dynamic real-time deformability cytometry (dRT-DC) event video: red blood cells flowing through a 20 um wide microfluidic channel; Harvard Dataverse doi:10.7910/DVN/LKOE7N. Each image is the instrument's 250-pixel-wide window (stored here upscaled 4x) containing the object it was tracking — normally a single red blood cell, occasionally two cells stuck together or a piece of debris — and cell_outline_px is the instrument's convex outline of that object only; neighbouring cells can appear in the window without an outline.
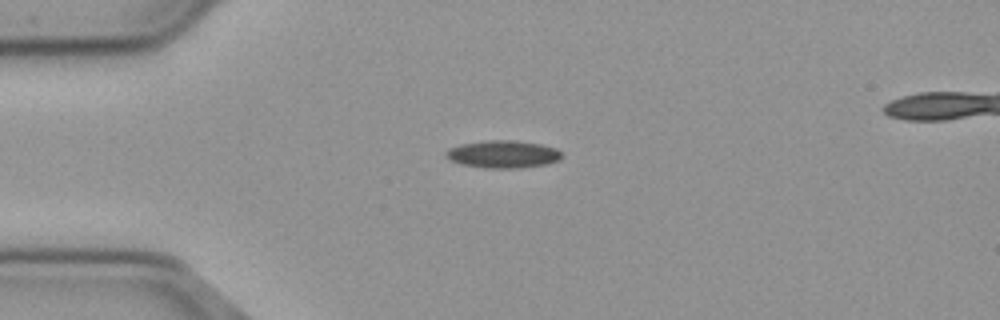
{"species": "common noctule bat (a hibernating species)", "species_latin": "Nyctalus noctula", "temperature_condition": "cold", "stored_images_in_passage": 40, "camera_frame_rate_fps": 3000, "um_per_image_px": 0.085, "animal": {"sex": "male", "body_mass_g": 23.1, "forearm_length_mm": 52.7}, "frame": {"image": 1, "passage_image": 3, "time_ms": 0.667, "image_size_px": [1000, 320], "cell_outline_px": [[560, 160], [544, 164], [512, 168], [488, 168], [460, 164], [444, 156], [444, 152], [448, 148], [460, 144], [484, 140], [512, 140], [540, 144], [556, 148], [560, 152]], "centroid_in_image_um": [42.69, 13.09], "position_along_channel_um": 42.3, "area_um2": 18.44}}
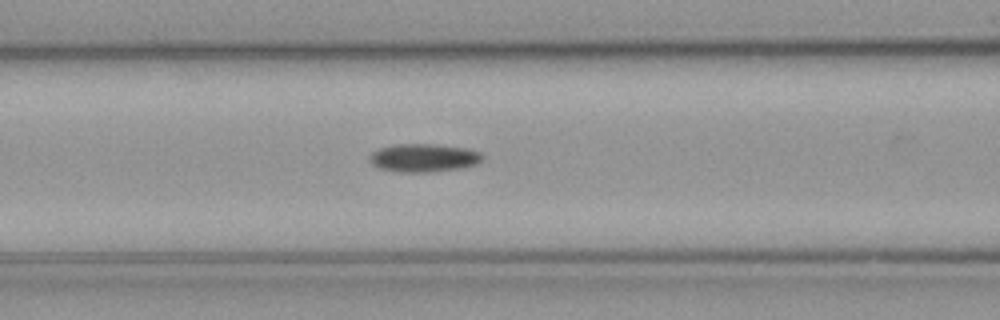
{"frame": {"image": 2, "passage_image": 12, "time_ms": 3.667, "image_size_px": [1000, 320], "cell_outline_px": [[484, 156], [476, 164], [460, 168], [428, 172], [404, 172], [380, 168], [372, 164], [368, 156], [372, 152], [380, 148], [396, 144], [432, 144], [468, 148], [480, 152]], "centroid_in_image_um": [36.02, 13.4], "position_along_channel_um": 130.6, "area_um2": 18.38}}
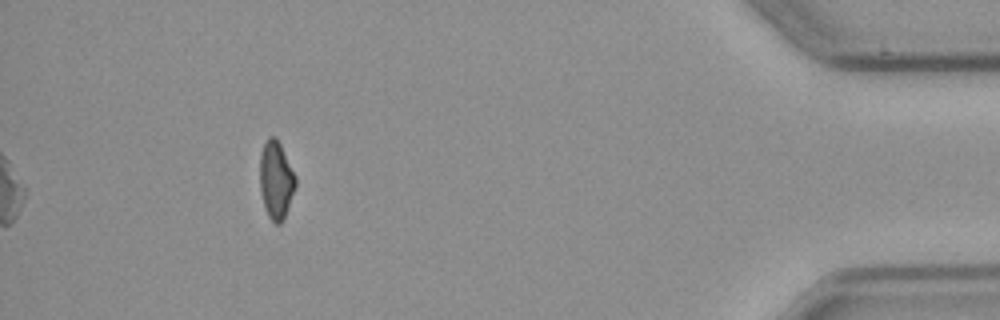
{"frame": {"image": 3, "passage_image": 40, "time_ms": 13.0, "image_size_px": [1000, 320], "cell_outline_px": [[296, 184], [284, 220], [280, 224], [276, 224], [268, 216], [264, 204], [260, 188], [260, 156], [264, 144], [268, 136], [276, 136], [296, 176]], "centroid_in_image_um": [23.46, 15.3], "position_along_channel_um": 411.7, "area_um2": 16.07}}